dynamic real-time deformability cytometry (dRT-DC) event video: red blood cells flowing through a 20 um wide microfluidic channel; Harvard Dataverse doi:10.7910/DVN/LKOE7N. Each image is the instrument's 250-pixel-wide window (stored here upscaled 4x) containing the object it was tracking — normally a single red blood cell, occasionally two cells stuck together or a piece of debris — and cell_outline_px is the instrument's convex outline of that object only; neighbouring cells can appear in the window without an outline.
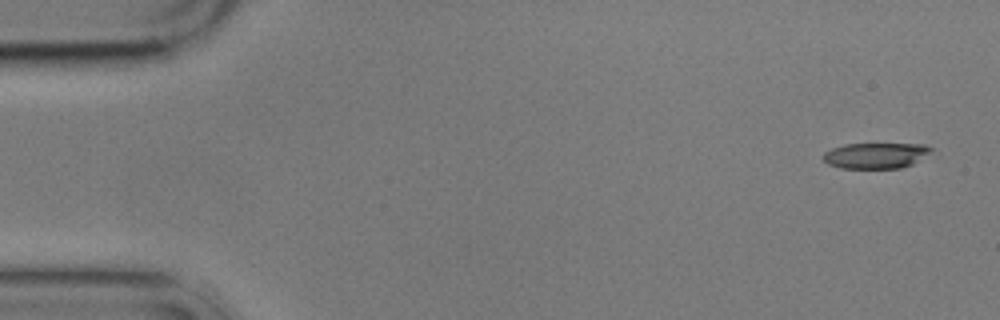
{"species": "common noctule bat (a hibernating species)", "species_latin": "Nyctalus noctula", "temperature_condition": "cold", "stored_images_in_passage": 5, "camera_frame_rate_fps": 3000, "um_per_image_px": 0.085, "animal": {"sex": "male", "body_mass_g": 17.9}, "frame": {"image": 1, "passage_image": 1, "time_ms": 0.0, "image_size_px": [1000, 320], "cell_outline_px": [[932, 148], [928, 152], [912, 164], [900, 168], [840, 168], [828, 164], [824, 160], [824, 152], [832, 148], [844, 144], [924, 144]], "centroid_in_image_um": [74.38, 13.22], "position_along_channel_um": 10.6, "area_um2": 15.9}}
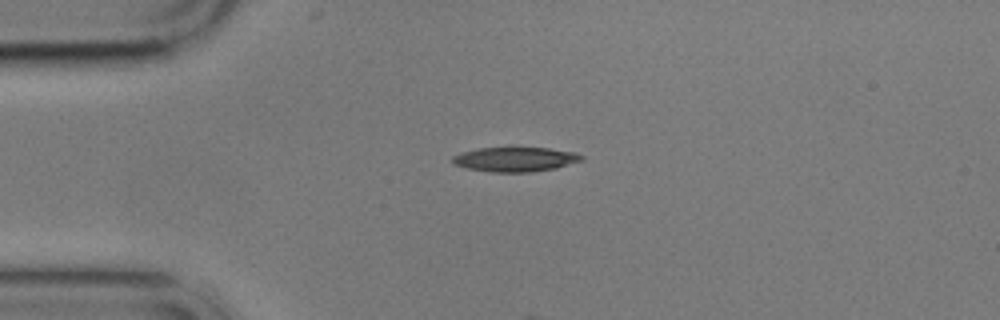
{"frame": {"image": 2, "passage_image": 4, "time_ms": 3.667, "image_size_px": [1000, 320], "cell_outline_px": [[584, 160], [556, 168], [532, 172], [492, 172], [468, 168], [452, 164], [452, 156], [460, 152], [476, 148], [548, 148], [576, 152], [584, 156]], "centroid_in_image_um": [43.8, 13.54], "position_along_channel_um": 41.2, "area_um2": 18.55}}